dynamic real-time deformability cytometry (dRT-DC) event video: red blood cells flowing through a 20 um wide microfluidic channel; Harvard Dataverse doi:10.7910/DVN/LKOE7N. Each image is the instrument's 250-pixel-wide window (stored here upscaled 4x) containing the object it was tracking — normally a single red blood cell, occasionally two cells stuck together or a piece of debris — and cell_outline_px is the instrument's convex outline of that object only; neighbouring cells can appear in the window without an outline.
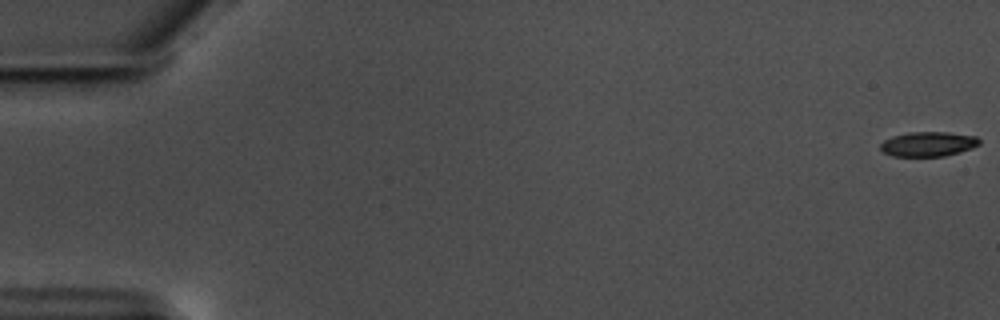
{"species": "common noctule bat (a hibernating species)", "species_latin": "Nyctalus noctula", "temperature_condition": "warm", "stored_images_in_passage": 59, "camera_frame_rate_fps": 3000, "um_per_image_px": 0.085, "animal": {"sex": "male", "body_mass_g": 17.5, "forearm_length_mm": 52.3}, "frame": {"image": 1, "passage_image": 1, "time_ms": 0.0, "image_size_px": [1000, 320], "cell_outline_px": [[980, 144], [972, 148], [960, 152], [944, 156], [892, 156], [884, 152], [880, 148], [880, 144], [884, 140], [892, 136], [908, 132], [948, 132], [976, 136], [980, 140]], "centroid_in_image_um": [78.9, 12.24], "position_along_channel_um": 6.1, "area_um2": 14.28}}
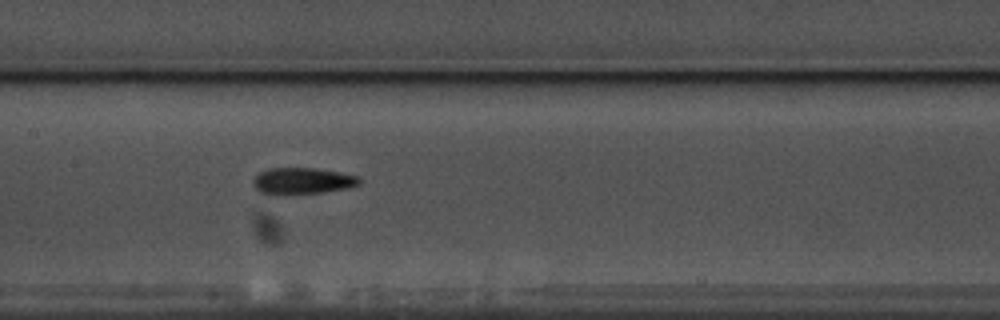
{"frame": {"image": 2, "passage_image": 30, "time_ms": 9.667, "image_size_px": [1000, 320], "cell_outline_px": [[360, 184], [348, 188], [324, 192], [280, 196], [268, 196], [260, 192], [252, 184], [252, 180], [260, 172], [268, 168], [312, 168], [360, 176]], "centroid_in_image_um": [25.64, 15.41], "position_along_channel_um": 181.8, "area_um2": 16.76}}
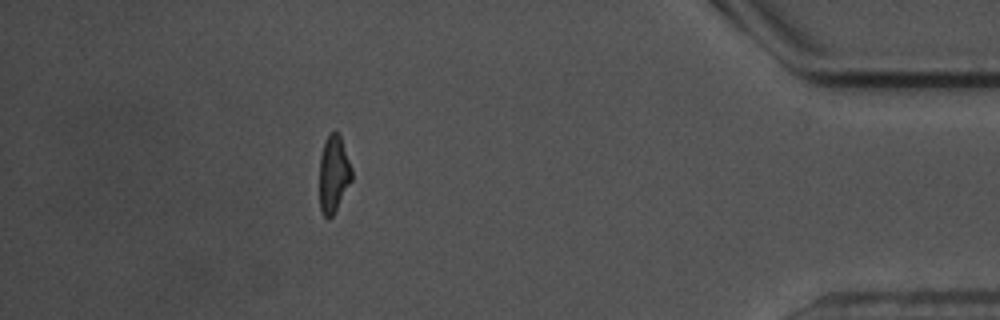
{"frame": {"image": 3, "passage_image": 53, "time_ms": 17.333, "image_size_px": [1000, 320], "cell_outline_px": [[352, 180], [332, 216], [328, 220], [324, 216], [320, 208], [320, 156], [324, 140], [328, 132], [336, 132], [340, 136], [352, 168]], "centroid_in_image_um": [28.35, 14.77], "position_along_channel_um": 406.9, "area_um2": 14.45}, "authors_computed_cell_mechanics": {"area_um2": 15.4326, "velocity_mm_per_s": 3.5489, "shape_relaxation_time_tau1_ms": 7.9098, "shape_relaxation_time_tau2_ms": 4.5594, "deformation_change_tau1": 0.1817, "deformation_change_tau2": 0.1324}}